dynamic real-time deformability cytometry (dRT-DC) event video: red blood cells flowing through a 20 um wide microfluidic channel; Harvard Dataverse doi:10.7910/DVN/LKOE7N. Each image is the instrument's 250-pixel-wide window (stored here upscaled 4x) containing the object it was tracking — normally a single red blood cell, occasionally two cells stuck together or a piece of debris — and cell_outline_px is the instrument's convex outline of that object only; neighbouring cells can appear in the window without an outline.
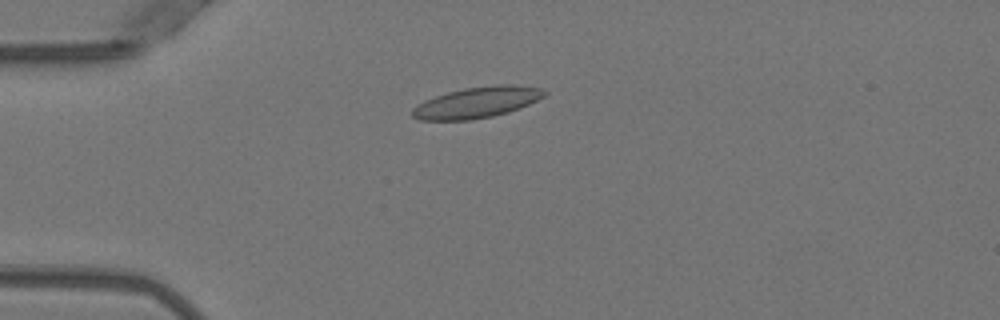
{"species": "Egyptian fruit bat (a non-hibernating species)", "species_latin": "Rousettus aegyptiacus", "temperature_condition": "warm", "stored_images_in_passage": 34, "camera_frame_rate_fps": 3000, "um_per_image_px": 0.085, "animal": {"sex": "female"}, "frame": {"image": 1, "passage_image": 3, "time_ms": 0.667, "image_size_px": [1000, 320], "cell_outline_px": [[548, 92], [544, 96], [520, 108], [508, 112], [492, 116], [472, 120], [420, 120], [412, 116], [412, 108], [424, 100], [448, 92], [464, 88], [496, 84], [516, 84], [540, 88]], "centroid_in_image_um": [40.54, 8.7], "position_along_channel_um": 44.5, "area_um2": 23.87}}
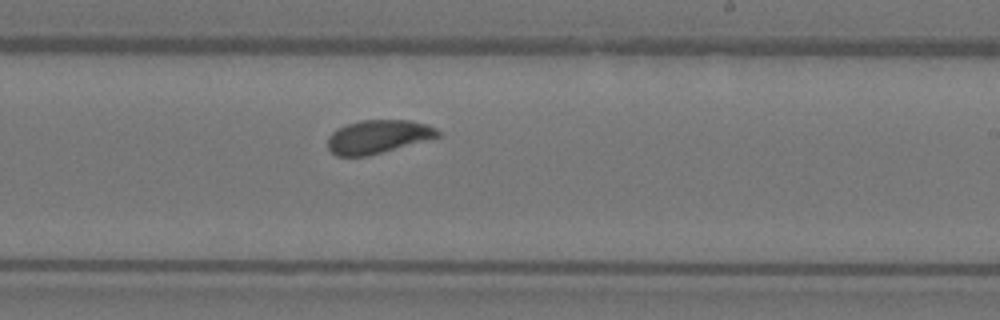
{"frame": {"image": 2, "passage_image": 21, "time_ms": 6.667, "image_size_px": [1000, 320], "cell_outline_px": [[440, 136], [368, 156], [336, 156], [328, 148], [328, 136], [336, 128], [360, 120], [412, 120], [428, 124], [436, 128], [440, 132]], "centroid_in_image_um": [32.12, 11.61], "position_along_channel_um": 256.9, "area_um2": 21.44}}
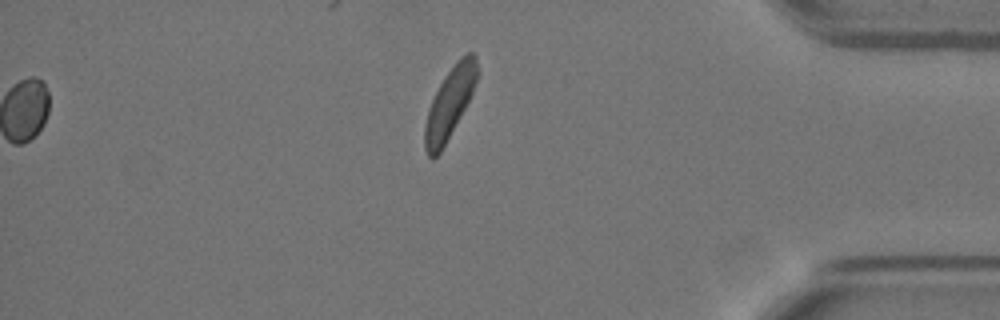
{"frame": {"image": 3, "passage_image": 34, "time_ms": 11.0, "image_size_px": [1000, 320], "cell_outline_px": [[480, 72], [472, 92], [460, 116], [440, 152], [432, 160], [428, 156], [424, 148], [424, 128], [428, 108], [444, 76], [456, 60], [460, 56], [468, 52], [472, 52], [476, 56]], "centroid_in_image_um": [38.22, 8.72], "position_along_channel_um": 397.0, "area_um2": 21.44}, "authors_computed_cell_mechanics": {"area_um2": 21.8773, "velocity_mm_per_s": 3.9286, "shape_relaxation_time_tau1_ms": 2.8755, "shape_relaxation_time_tau2_ms": null, "deformation_change_tau1": 0.1096, "deformation_change_tau2": null}}